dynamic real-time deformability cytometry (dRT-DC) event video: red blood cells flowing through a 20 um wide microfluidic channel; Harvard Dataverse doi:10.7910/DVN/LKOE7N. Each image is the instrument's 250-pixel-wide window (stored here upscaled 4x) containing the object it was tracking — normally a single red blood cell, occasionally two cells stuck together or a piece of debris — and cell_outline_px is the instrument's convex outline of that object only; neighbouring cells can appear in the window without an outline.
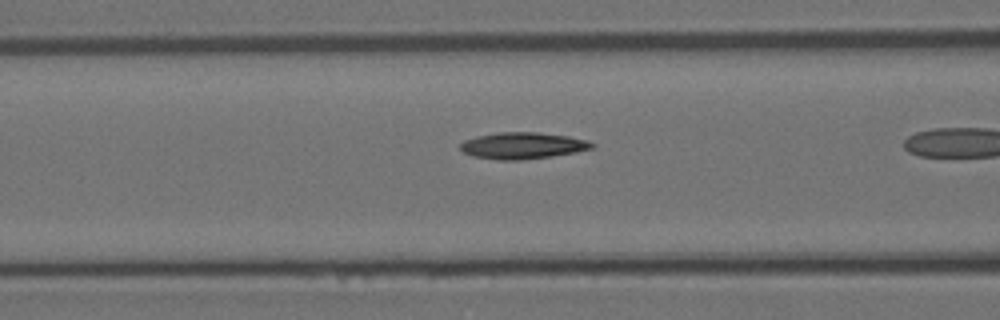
{"species": "Egyptian fruit bat (a non-hibernating species)", "species_latin": "Rousettus aegyptiacus", "temperature_condition": "room temperature", "stored_images_in_passage": 40, "camera_frame_rate_fps": 3000, "um_per_image_px": 0.085, "animal": {"sex": "female"}, "frame": {"image": 1, "passage_image": 19, "time_ms": 6.0, "image_size_px": [1000, 320], "cell_outline_px": [[596, 148], [576, 152], [552, 156], [520, 160], [496, 160], [472, 156], [464, 152], [460, 148], [460, 144], [464, 140], [476, 136], [500, 132], [536, 132], [568, 136], [588, 140], [596, 144]], "centroid_in_image_um": [44.45, 12.38], "position_along_channel_um": 122.1, "area_um2": 20.52}}
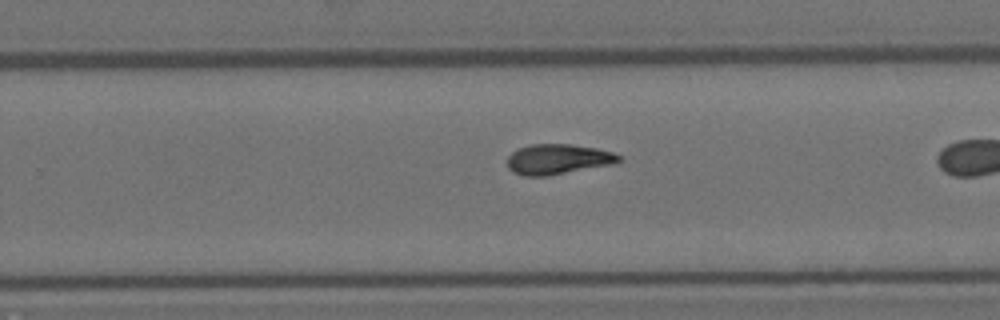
{"frame": {"image": 2, "passage_image": 32, "time_ms": 10.333, "image_size_px": [1000, 320], "cell_outline_px": [[620, 160], [616, 164], [548, 176], [524, 176], [512, 172], [508, 168], [508, 156], [512, 152], [520, 148], [532, 144], [572, 144], [596, 148], [612, 152], [620, 156]], "centroid_in_image_um": [47.43, 13.54], "position_along_channel_um": 282.4, "area_um2": 19.77}}
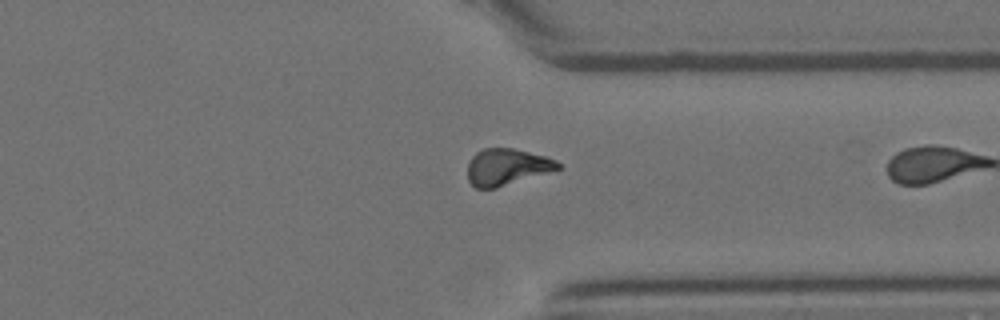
{"frame": {"image": 3, "passage_image": 39, "time_ms": 12.667, "image_size_px": [1000, 320], "cell_outline_px": [[560, 168], [496, 188], [476, 188], [468, 180], [468, 160], [476, 152], [484, 148], [512, 148], [544, 156], [556, 160], [560, 164]], "centroid_in_image_um": [43.03, 14.18], "position_along_channel_um": 368.4, "area_um2": 18.96}}